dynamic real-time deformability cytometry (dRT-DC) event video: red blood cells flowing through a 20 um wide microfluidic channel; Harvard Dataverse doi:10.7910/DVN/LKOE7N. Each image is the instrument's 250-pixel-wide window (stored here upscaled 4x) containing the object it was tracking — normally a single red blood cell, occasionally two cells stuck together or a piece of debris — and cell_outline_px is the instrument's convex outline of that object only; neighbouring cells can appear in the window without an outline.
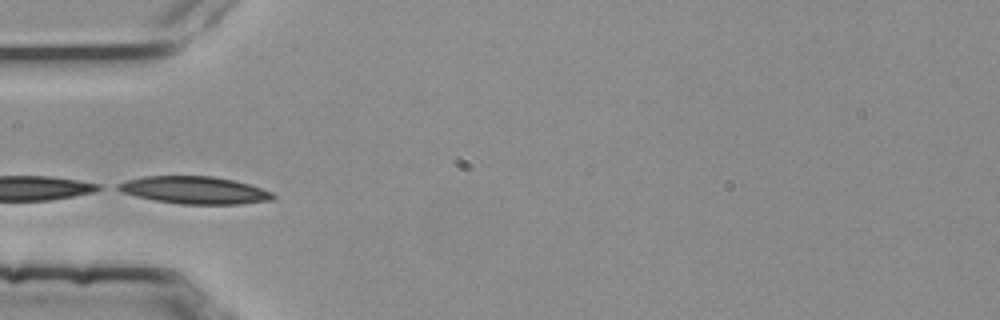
{"species": "common noctule bat (a hibernating species)", "species_latin": "Nyctalus noctula", "temperature_condition": "room temperature", "stored_images_in_passage": 4, "camera_frame_rate_fps": 3000, "um_per_image_px": 0.085, "animal": {"sex": "female", "body_mass_g": 25.1}, "frame": {"image": 1, "passage_image": 3, "time_ms": 0.667, "image_size_px": [1000, 320], "cell_outline_px": [[276, 196], [272, 200], [240, 204], [180, 204], [156, 200], [136, 196], [120, 192], [112, 188], [116, 184], [128, 180], [144, 176], [212, 176], [232, 180], [248, 184], [272, 192]], "centroid_in_image_um": [16.49, 16.16], "position_along_channel_um": 68.5, "area_um2": 24.74}}